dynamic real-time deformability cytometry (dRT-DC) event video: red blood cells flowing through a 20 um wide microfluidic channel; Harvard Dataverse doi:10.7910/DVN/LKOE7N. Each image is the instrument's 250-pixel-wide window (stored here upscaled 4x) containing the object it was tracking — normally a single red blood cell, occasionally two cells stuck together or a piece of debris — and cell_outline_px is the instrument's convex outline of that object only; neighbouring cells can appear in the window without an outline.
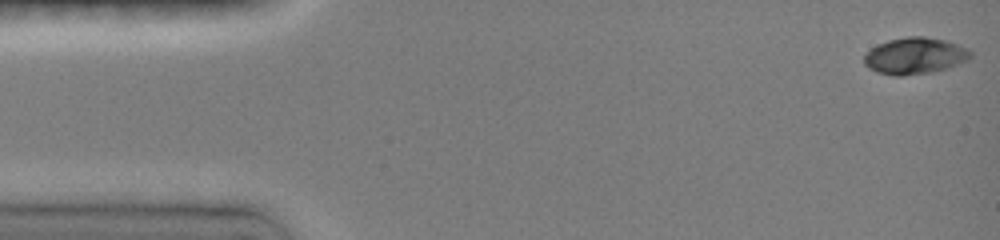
{"species": "common noctule bat (a hibernating species)", "species_latin": "Nyctalus noctula", "temperature_condition": "room temperature", "stored_images_in_passage": 48, "camera_frame_rate_fps": 3000, "um_per_image_px": 0.085, "animal": {"sex": "female", "body_mass_g": 19.0, "forearm_length_mm": 51.5}, "frame": {"image": 1, "passage_image": 1, "time_ms": 0.0, "image_size_px": [1000, 240], "cell_outline_px": [[972, 56], [968, 60], [932, 72], [900, 76], [896, 76], [876, 72], [868, 68], [864, 64], [864, 56], [876, 44], [888, 40], [908, 36], [924, 36], [944, 40], [968, 48], [972, 52]], "centroid_in_image_um": [77.74, 4.74], "position_along_channel_um": 7.3, "area_um2": 22.6}}
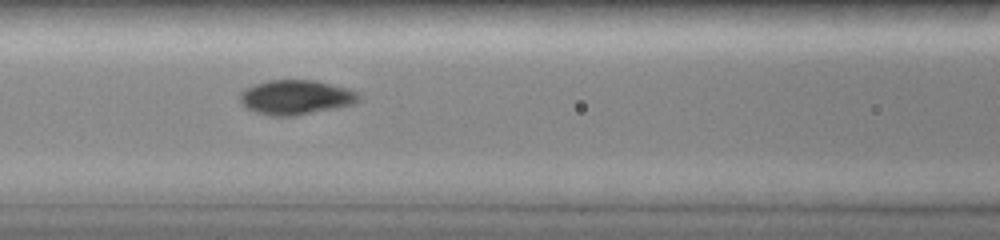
{"frame": {"image": 2, "passage_image": 20, "time_ms": 6.333, "image_size_px": [1000, 240], "cell_outline_px": [[356, 100], [352, 104], [296, 116], [268, 116], [256, 112], [248, 108], [240, 100], [240, 92], [256, 84], [268, 80], [312, 80], [344, 88], [356, 92]], "centroid_in_image_um": [25.07, 8.28], "position_along_channel_um": 141.5, "area_um2": 23.24}}
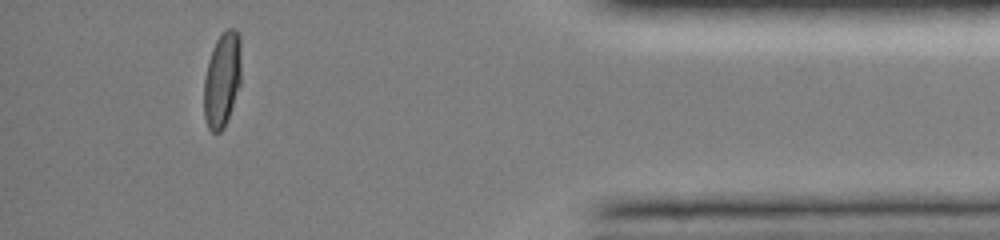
{"frame": {"image": 3, "passage_image": 43, "time_ms": 14.0, "image_size_px": [1000, 240], "cell_outline_px": [[240, 84], [228, 120], [220, 132], [212, 132], [208, 128], [204, 116], [204, 80], [208, 60], [212, 48], [216, 40], [228, 28], [236, 28], [240, 36]], "centroid_in_image_um": [18.88, 6.77], "position_along_channel_um": 416.3, "area_um2": 20.69}, "authors_computed_cell_mechanics": {"area_um2": 22.0218, "velocity_mm_per_s": 4.0162, "shape_relaxation_time_tau1_ms": 4.2686, "shape_relaxation_time_tau2_ms": null, "deformation_change_tau1": 0.1913, "deformation_change_tau2": null}}